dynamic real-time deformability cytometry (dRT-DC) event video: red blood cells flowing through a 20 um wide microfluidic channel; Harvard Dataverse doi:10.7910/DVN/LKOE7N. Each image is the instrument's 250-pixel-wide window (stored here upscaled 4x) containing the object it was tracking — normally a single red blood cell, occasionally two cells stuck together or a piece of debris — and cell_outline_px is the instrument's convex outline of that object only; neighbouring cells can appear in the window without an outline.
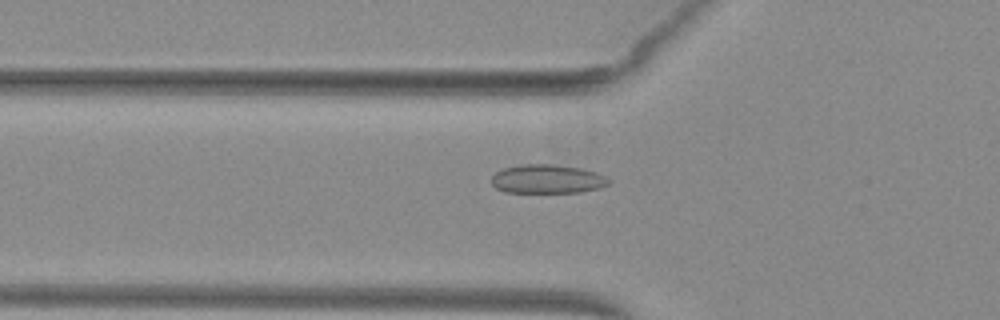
{"species": "common noctule bat (a hibernating species)", "species_latin": "Nyctalus noctula", "temperature_condition": "warm", "stored_images_in_passage": 35, "camera_frame_rate_fps": 3000, "um_per_image_px": 0.085, "animal": {"sex": "female", "body_mass_g": 29.2, "forearm_length_mm": 56.3}, "frame": {"image": 1, "passage_image": 3, "time_ms": 0.667, "image_size_px": [1000, 320], "cell_outline_px": [[608, 184], [600, 188], [580, 192], [504, 192], [496, 188], [492, 184], [492, 176], [496, 172], [504, 168], [520, 164], [552, 164], [580, 168], [596, 172], [604, 176], [608, 180]], "centroid_in_image_um": [46.49, 15.21], "position_along_channel_um": 79.3, "area_um2": 19.59}}
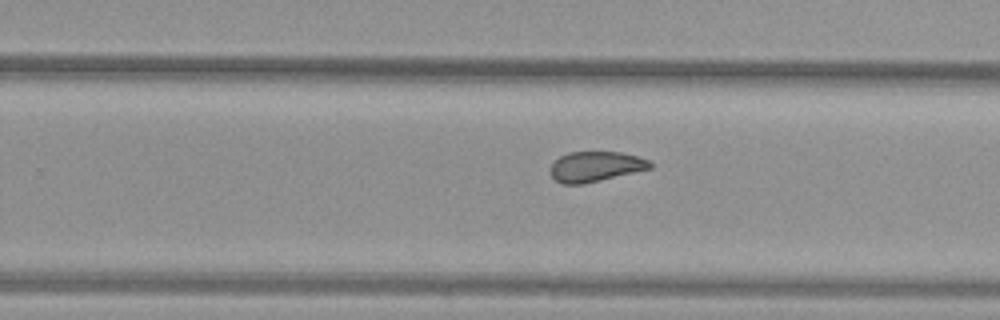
{"frame": {"image": 2, "passage_image": 18, "time_ms": 5.667, "image_size_px": [1000, 320], "cell_outline_px": [[652, 168], [584, 184], [564, 184], [556, 180], [552, 176], [552, 164], [560, 156], [568, 152], [620, 152], [636, 156], [648, 160], [652, 164]], "centroid_in_image_um": [50.63, 14.15], "position_along_channel_um": 279.2, "area_um2": 17.28}}
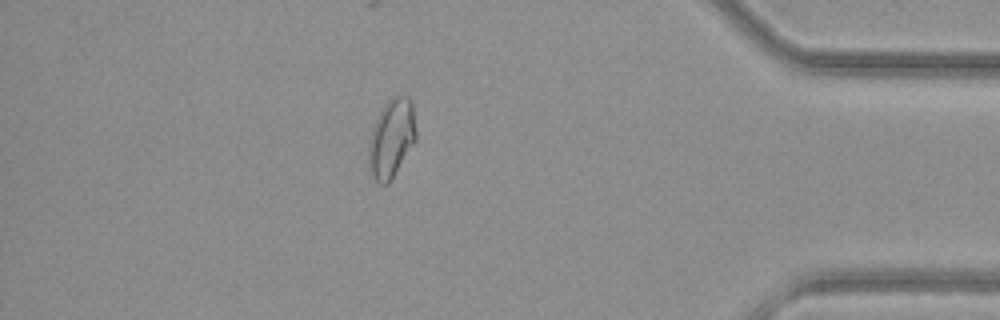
{"frame": {"image": 3, "passage_image": 30, "time_ms": 9.667, "image_size_px": [1000, 320], "cell_outline_px": [[416, 140], [388, 184], [380, 184], [372, 176], [368, 168], [368, 140], [372, 128], [384, 104], [392, 96], [408, 96], [412, 100], [416, 132]], "centroid_in_image_um": [33.26, 11.75], "position_along_channel_um": 401.9, "area_um2": 21.79}}